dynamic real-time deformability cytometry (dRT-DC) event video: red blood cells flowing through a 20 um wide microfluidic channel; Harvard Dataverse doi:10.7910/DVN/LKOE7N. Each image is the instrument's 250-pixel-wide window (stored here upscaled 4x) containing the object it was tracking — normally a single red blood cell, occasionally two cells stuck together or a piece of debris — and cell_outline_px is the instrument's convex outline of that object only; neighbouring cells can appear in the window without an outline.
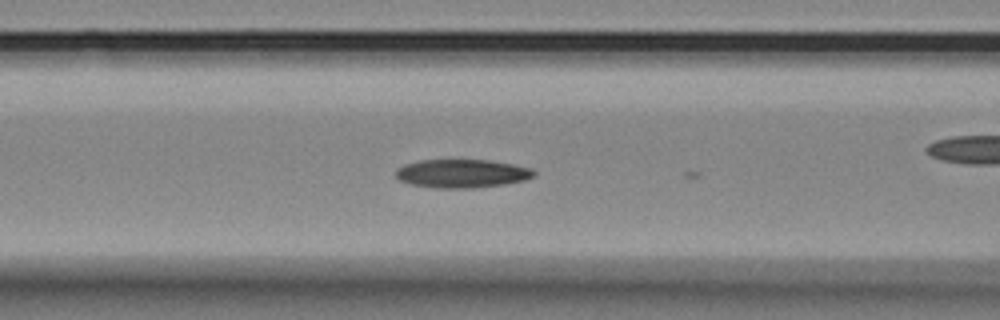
{"species": "Egyptian fruit bat (a non-hibernating species)", "species_latin": "Rousettus aegyptiacus", "temperature_condition": "room temperature", "stored_images_in_passage": 15, "camera_frame_rate_fps": 3000, "um_per_image_px": 0.085, "animal": {"sex": "female"}, "frame": {"image": 1, "passage_image": 4, "time_ms": 1.0, "image_size_px": [1000, 320], "cell_outline_px": [[536, 172], [532, 176], [524, 180], [504, 184], [472, 188], [436, 188], [412, 184], [400, 180], [396, 176], [396, 168], [404, 164], [420, 160], [488, 160], [512, 164], [532, 168]], "centroid_in_image_um": [39.24, 14.74], "position_along_channel_um": 127.4, "area_um2": 22.77}}
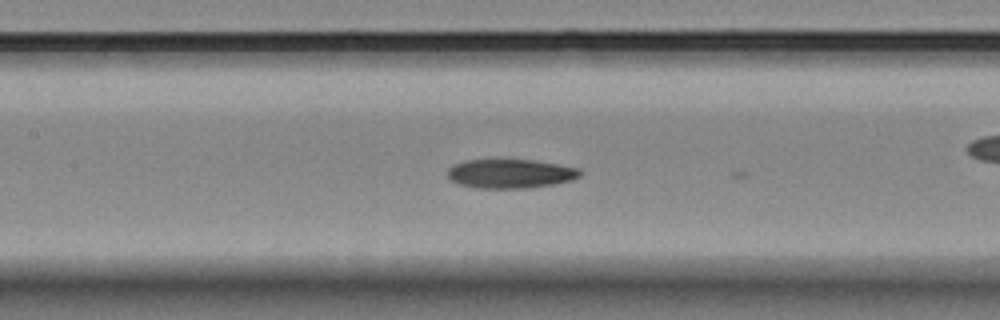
{"frame": {"image": 2, "passage_image": 7, "time_ms": 2.0, "image_size_px": [1000, 320], "cell_outline_px": [[580, 176], [572, 180], [552, 184], [528, 188], [476, 188], [460, 184], [448, 180], [448, 168], [452, 164], [464, 160], [532, 160], [560, 164], [580, 168]], "centroid_in_image_um": [43.35, 14.76], "position_along_channel_um": 164.0, "area_um2": 22.54}}
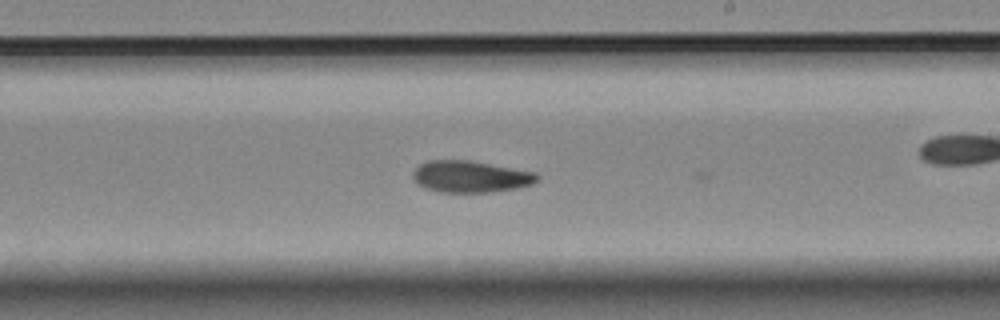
{"frame": {"image": 3, "passage_image": 14, "time_ms": 4.333, "image_size_px": [1000, 320], "cell_outline_px": [[540, 176], [532, 184], [520, 188], [492, 192], [440, 192], [424, 188], [416, 184], [412, 176], [412, 172], [420, 164], [428, 160], [468, 160], [536, 172]], "centroid_in_image_um": [39.98, 15.02], "position_along_channel_um": 249.0, "area_um2": 23.12}}